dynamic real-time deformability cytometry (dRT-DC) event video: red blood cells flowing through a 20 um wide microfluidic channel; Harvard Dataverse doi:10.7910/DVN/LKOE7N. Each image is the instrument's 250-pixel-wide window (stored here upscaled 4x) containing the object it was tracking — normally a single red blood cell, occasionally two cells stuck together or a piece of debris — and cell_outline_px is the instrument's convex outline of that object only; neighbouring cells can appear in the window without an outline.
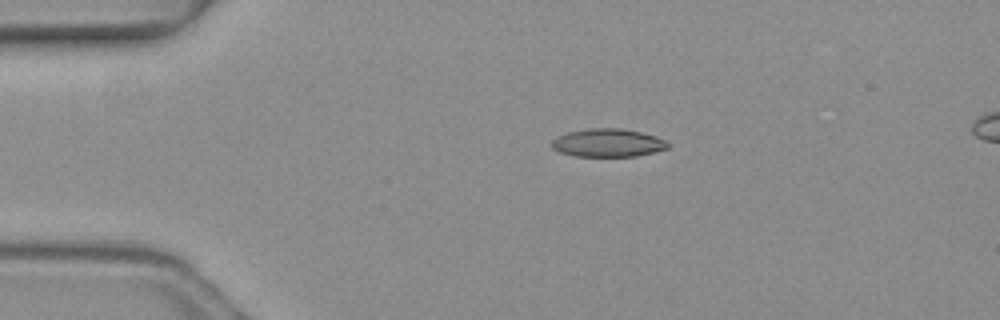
{"species": "common noctule bat (a hibernating species)", "species_latin": "Nyctalus noctula", "temperature_condition": "warm", "stored_images_in_passage": 3, "camera_frame_rate_fps": 3000, "um_per_image_px": 0.085, "animal": {"sex": "female", "body_mass_g": 19.3, "forearm_length_mm": 54.1}, "frame": {"image": 1, "passage_image": 3, "time_ms": 0.667, "image_size_px": [1000, 320], "cell_outline_px": [[668, 148], [636, 156], [572, 156], [560, 152], [552, 148], [552, 140], [556, 136], [568, 132], [588, 128], [624, 128], [656, 136], [664, 140], [668, 144]], "centroid_in_image_um": [51.63, 12.13], "position_along_channel_um": 33.4, "area_um2": 19.02}}